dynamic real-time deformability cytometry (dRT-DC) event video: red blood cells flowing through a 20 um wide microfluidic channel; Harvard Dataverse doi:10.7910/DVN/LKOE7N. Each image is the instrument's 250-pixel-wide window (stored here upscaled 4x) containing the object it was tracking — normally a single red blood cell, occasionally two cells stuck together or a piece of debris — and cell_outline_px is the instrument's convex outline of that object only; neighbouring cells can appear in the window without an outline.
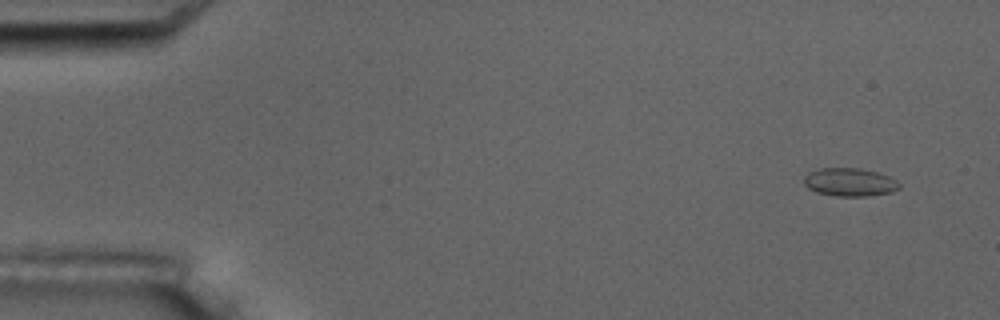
{"species": "common noctule bat (a hibernating species)", "species_latin": "Nyctalus noctula", "temperature_condition": "room temperature", "stored_images_in_passage": 5, "camera_frame_rate_fps": 3000, "um_per_image_px": 0.085, "animal": {"sex": "male", "body_mass_g": 17.5, "forearm_length_mm": 52.3}, "frame": {"image": 1, "passage_image": 1, "time_ms": 0.0, "image_size_px": [1000, 320], "cell_outline_px": [[900, 188], [892, 192], [868, 196], [836, 196], [816, 192], [808, 188], [804, 184], [804, 176], [808, 172], [820, 168], [860, 168], [876, 172], [888, 176], [896, 180], [900, 184]], "centroid_in_image_um": [72.22, 15.48], "position_along_channel_um": 12.8, "area_um2": 15.72}}
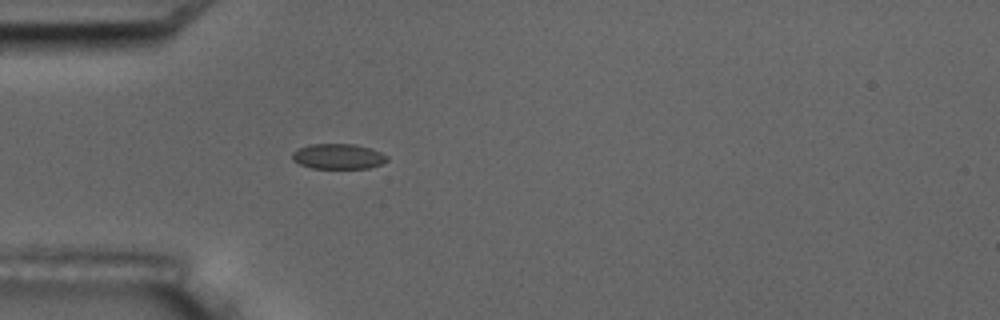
{"frame": {"image": 2, "passage_image": 5, "time_ms": 4.333, "image_size_px": [1000, 320], "cell_outline_px": [[388, 160], [380, 164], [368, 168], [312, 168], [300, 164], [292, 160], [292, 152], [296, 148], [308, 144], [356, 144], [372, 148], [388, 156]], "centroid_in_image_um": [28.72, 13.28], "position_along_channel_um": 56.3, "area_um2": 14.1}}